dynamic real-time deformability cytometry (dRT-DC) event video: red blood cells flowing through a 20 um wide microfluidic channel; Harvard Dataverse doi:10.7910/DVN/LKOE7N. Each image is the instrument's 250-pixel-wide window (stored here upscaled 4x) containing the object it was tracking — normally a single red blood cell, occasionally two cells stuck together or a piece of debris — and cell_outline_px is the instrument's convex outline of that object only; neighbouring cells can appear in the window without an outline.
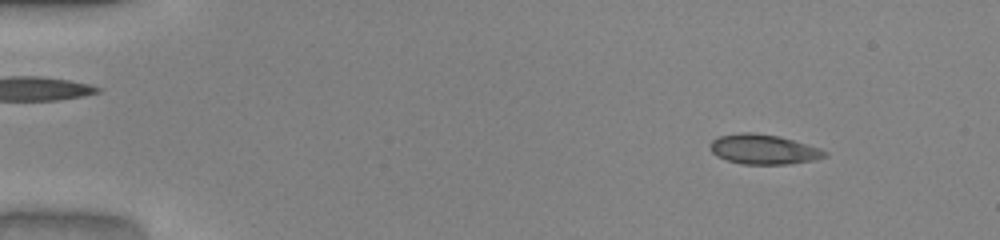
{"species": "common noctule bat (a hibernating species)", "species_latin": "Nyctalus noctula", "temperature_condition": "warm", "stored_images_in_passage": 50, "camera_frame_rate_fps": 3000, "um_per_image_px": 0.085, "animal": {"sex": "male", "body_mass_g": 20.0, "forearm_length_mm": 53.3}, "frame": {"image": 1, "passage_image": 6, "time_ms": 1.667, "image_size_px": [1000, 240], "cell_outline_px": [[828, 156], [816, 160], [788, 164], [740, 164], [716, 156], [708, 148], [708, 144], [712, 140], [720, 136], [740, 132], [756, 132], [780, 136], [820, 148], [828, 152]], "centroid_in_image_um": [64.9, 12.69], "position_along_channel_um": 20.1, "area_um2": 20.23}}
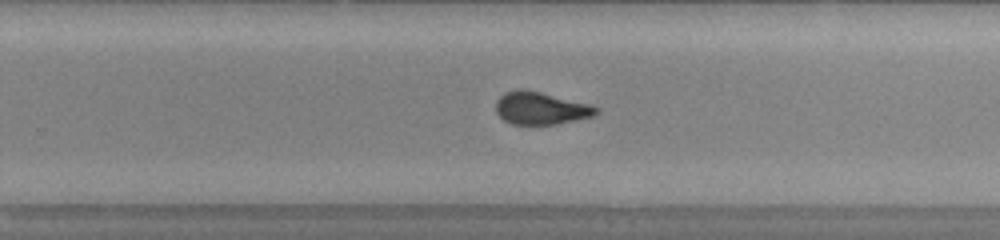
{"frame": {"image": 2, "passage_image": 33, "time_ms": 10.667, "image_size_px": [1000, 240], "cell_outline_px": [[600, 112], [596, 116], [556, 124], [512, 124], [504, 120], [496, 112], [496, 100], [504, 92], [520, 88], [524, 88], [588, 104], [600, 108]], "centroid_in_image_um": [45.97, 9.19], "position_along_channel_um": 283.8, "area_um2": 19.07}}
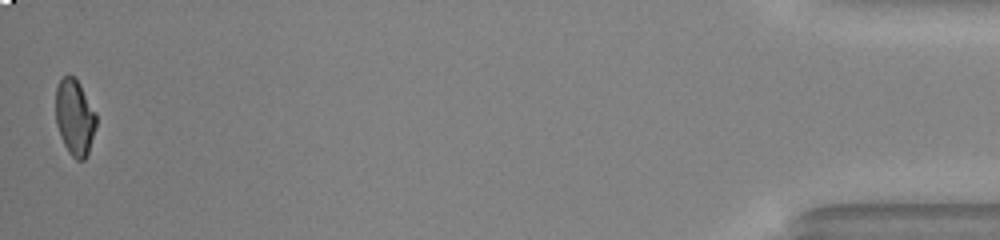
{"frame": {"image": 3, "passage_image": 50, "time_ms": 16.333, "image_size_px": [1000, 240], "cell_outline_px": [[96, 128], [88, 152], [84, 160], [76, 160], [68, 152], [60, 136], [56, 124], [56, 88], [60, 80], [68, 72], [80, 84], [96, 112]], "centroid_in_image_um": [6.35, 9.97], "position_along_channel_um": 428.8, "area_um2": 18.03}, "authors_computed_cell_mechanics": {"area_um2": 19.4786, "velocity_mm_per_s": 4.105, "shape_relaxation_time_tau1_ms": 6.6259, "shape_relaxation_time_tau2_ms": 0.7473, "deformation_change_tau1": 0.1761, "deformation_change_tau2": 0.0514}}